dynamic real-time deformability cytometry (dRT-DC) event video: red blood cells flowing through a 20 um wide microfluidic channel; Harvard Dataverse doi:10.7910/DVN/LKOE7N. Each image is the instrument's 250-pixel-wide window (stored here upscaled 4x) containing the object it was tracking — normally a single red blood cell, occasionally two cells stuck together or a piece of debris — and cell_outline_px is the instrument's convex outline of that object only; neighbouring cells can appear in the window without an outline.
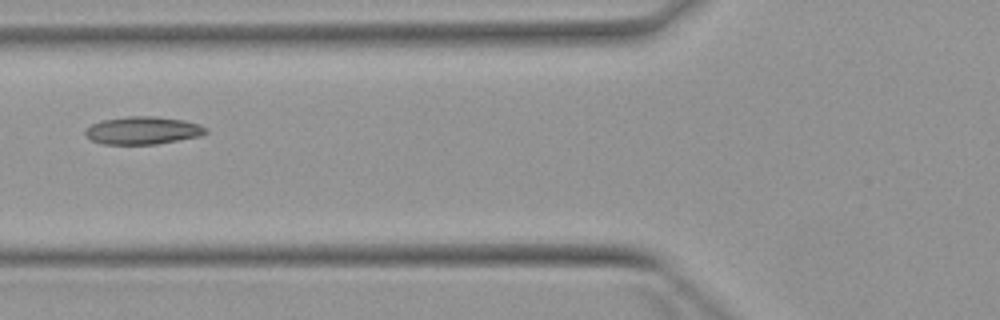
{"species": "Egyptian fruit bat (a non-hibernating species)", "species_latin": "Rousettus aegyptiacus", "temperature_condition": "warm", "stored_images_in_passage": 2, "camera_frame_rate_fps": 3000, "um_per_image_px": 0.085, "animal": {"sex": "female"}, "frame": {"image": 1, "passage_image": 2, "time_ms": 1.0, "image_size_px": [1000, 320], "cell_outline_px": [[208, 132], [200, 136], [156, 144], [104, 144], [92, 140], [84, 136], [84, 132], [92, 124], [104, 120], [128, 116], [156, 116], [184, 120], [200, 124], [208, 128]], "centroid_in_image_um": [12.17, 11.08], "position_along_channel_um": 113.6, "area_um2": 19.48}}